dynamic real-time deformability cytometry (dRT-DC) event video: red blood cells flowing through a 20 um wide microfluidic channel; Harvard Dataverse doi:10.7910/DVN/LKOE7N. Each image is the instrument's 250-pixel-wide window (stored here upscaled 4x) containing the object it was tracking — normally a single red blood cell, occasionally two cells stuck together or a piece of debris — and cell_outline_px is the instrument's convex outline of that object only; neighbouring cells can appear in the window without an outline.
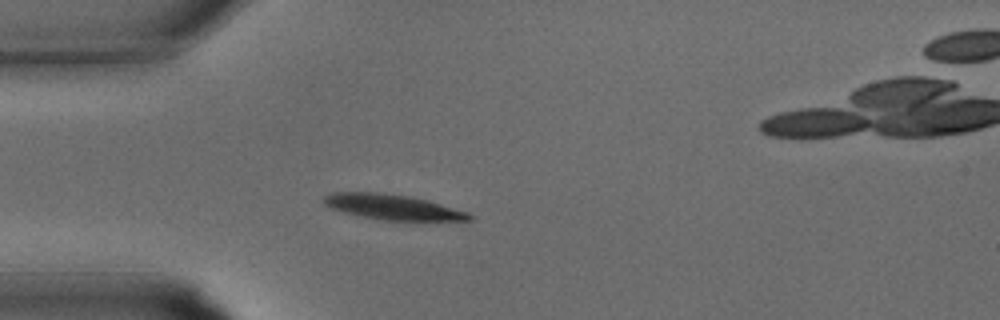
{"species": "common noctule bat (a hibernating species)", "species_latin": "Nyctalus noctula", "temperature_condition": "warm", "stored_images_in_passage": 11, "camera_frame_rate_fps": 3000, "um_per_image_px": 0.085, "animal": {"sex": "male", "body_mass_g": 15.6}, "frame": {"image": 1, "passage_image": 4, "time_ms": 1.0, "image_size_px": [1000, 320], "cell_outline_px": [[476, 216], [472, 220], [380, 220], [344, 212], [332, 208], [324, 204], [324, 196], [332, 192], [380, 192], [412, 196], [428, 200], [468, 212]], "centroid_in_image_um": [33.4, 17.59], "position_along_channel_um": 51.6, "area_um2": 21.39}}
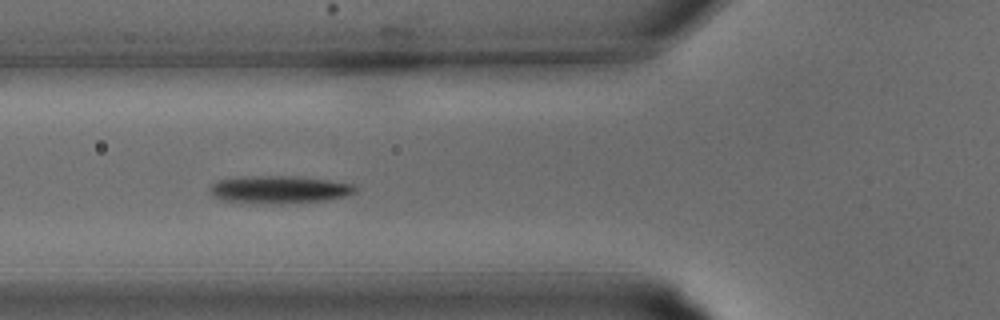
{"frame": {"image": 2, "passage_image": 7, "time_ms": 2.0, "image_size_px": [1000, 320], "cell_outline_px": [[356, 192], [344, 196], [324, 200], [264, 204], [224, 200], [212, 196], [208, 188], [212, 184], [220, 180], [244, 176], [296, 176], [328, 180], [352, 184], [356, 188]], "centroid_in_image_um": [23.69, 16.1], "position_along_channel_um": 102.1, "area_um2": 23.12}}
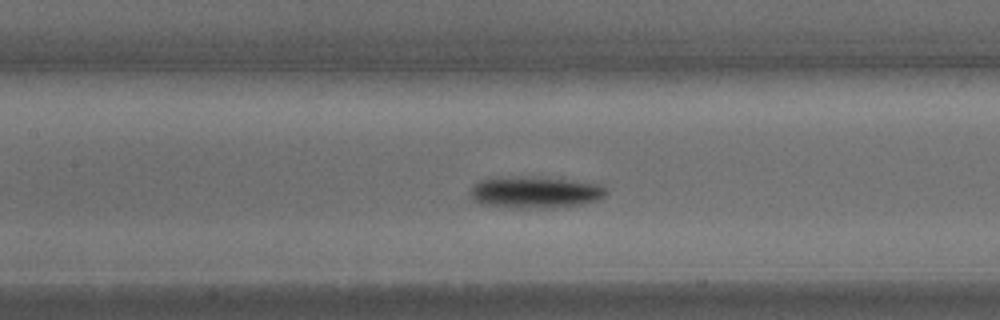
{"frame": {"image": 3, "passage_image": 10, "time_ms": 3.0, "image_size_px": [1000, 320], "cell_outline_px": [[608, 192], [604, 196], [596, 200], [584, 204], [552, 208], [516, 208], [484, 204], [472, 200], [472, 188], [480, 180], [516, 176], [520, 176], [564, 180], [596, 184], [608, 188]], "centroid_in_image_um": [45.51, 16.36], "position_along_channel_um": 161.9, "area_um2": 24.62}}